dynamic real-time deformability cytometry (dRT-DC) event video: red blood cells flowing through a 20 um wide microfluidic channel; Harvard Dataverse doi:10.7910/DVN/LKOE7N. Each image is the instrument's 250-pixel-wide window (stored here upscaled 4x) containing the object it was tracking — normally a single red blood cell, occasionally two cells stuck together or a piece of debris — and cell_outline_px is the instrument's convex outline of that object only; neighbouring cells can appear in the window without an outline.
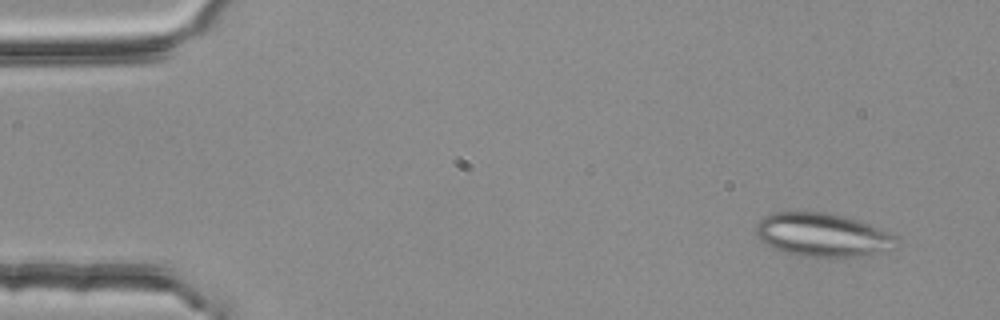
{"species": "common noctule bat (a hibernating species)", "species_latin": "Nyctalus noctula", "temperature_condition": "room temperature", "stored_images_in_passage": 3, "camera_frame_rate_fps": 3000, "um_per_image_px": 0.085, "animal": {"sex": "female", "body_mass_g": 25.1}, "frame": {"image": 1, "passage_image": 1, "time_ms": 0.0, "image_size_px": [1000, 320], "cell_outline_px": [[900, 236], [876, 252], [868, 256], [800, 256], [784, 252], [764, 244], [760, 240], [756, 232], [756, 224], [764, 216], [776, 212], [824, 212], [856, 220], [884, 228]], "centroid_in_image_um": [69.83, 19.95], "position_along_channel_um": 15.2, "area_um2": 34.91}}